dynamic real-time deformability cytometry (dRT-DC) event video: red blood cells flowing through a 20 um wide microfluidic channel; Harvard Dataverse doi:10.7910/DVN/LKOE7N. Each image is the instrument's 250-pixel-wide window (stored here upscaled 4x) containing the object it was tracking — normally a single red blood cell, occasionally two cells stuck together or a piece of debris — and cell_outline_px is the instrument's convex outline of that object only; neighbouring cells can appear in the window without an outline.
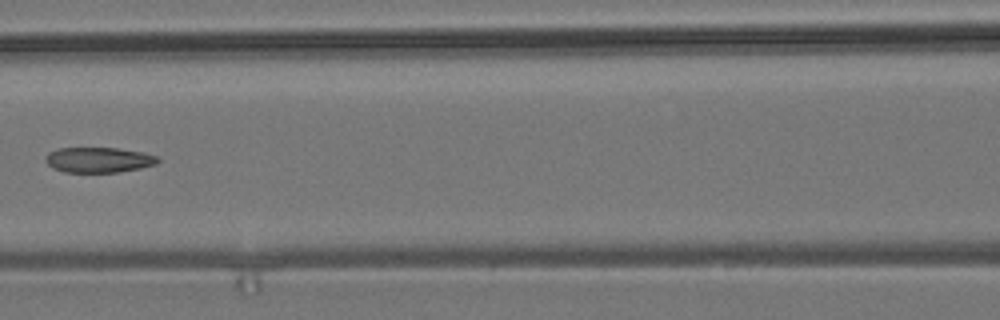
{"species": "common noctule bat (a hibernating species)", "species_latin": "Nyctalus noctula", "temperature_condition": "room temperature", "stored_images_in_passage": 8, "camera_frame_rate_fps": 3000, "um_per_image_px": 0.085, "animal": {"sex": "male", "body_mass_g": 19.2, "forearm_length_mm": 51.8}, "frame": {"image": 1, "passage_image": 7, "time_ms": 7.0, "image_size_px": [1000, 320], "cell_outline_px": [[160, 160], [156, 164], [140, 168], [116, 172], [64, 172], [52, 168], [44, 160], [48, 152], [60, 148], [116, 148], [144, 152], [156, 156]], "centroid_in_image_um": [8.37, 13.59], "position_along_channel_um": 158.2, "area_um2": 16.53}}
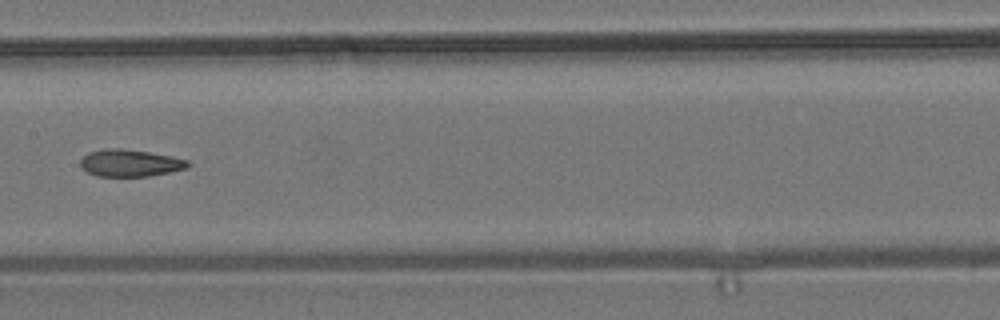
{"frame": {"image": 2, "passage_image": 8, "time_ms": 8.0, "image_size_px": [1000, 320], "cell_outline_px": [[192, 164], [188, 168], [148, 176], [96, 176], [88, 172], [80, 164], [80, 160], [88, 152], [104, 148], [120, 148], [148, 152], [172, 156], [188, 160]], "centroid_in_image_um": [11.07, 13.85], "position_along_channel_um": 196.3, "area_um2": 16.94}}